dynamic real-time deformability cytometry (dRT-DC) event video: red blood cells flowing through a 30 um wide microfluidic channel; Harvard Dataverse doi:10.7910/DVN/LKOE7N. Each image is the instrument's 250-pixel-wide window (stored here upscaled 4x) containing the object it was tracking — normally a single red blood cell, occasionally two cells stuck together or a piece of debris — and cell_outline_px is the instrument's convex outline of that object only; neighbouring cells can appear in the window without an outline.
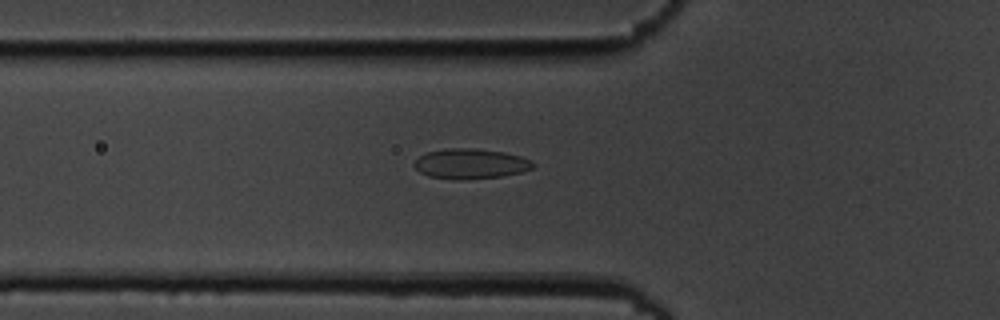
{"species": "common noctule bat (a hibernating species)", "species_latin": "Nyctalus noctula", "temperature_condition": "cold", "stored_images_in_passage": 7, "camera_frame_rate_fps": 3000, "um_per_image_px": 0.085, "animal": {"sex": "male", "body_mass_g": 19.5, "forearm_length_mm": 54.6}, "frame": {"image": 1, "passage_image": 7, "time_ms": 7.667, "image_size_px": [1000, 320], "cell_outline_px": [[536, 164], [532, 168], [520, 172], [500, 176], [460, 180], [452, 180], [428, 176], [420, 172], [412, 164], [424, 152], [448, 148], [476, 148], [504, 152], [520, 156], [532, 160]], "centroid_in_image_um": [39.97, 13.91], "position_along_channel_um": 85.8, "area_um2": 20.98}}